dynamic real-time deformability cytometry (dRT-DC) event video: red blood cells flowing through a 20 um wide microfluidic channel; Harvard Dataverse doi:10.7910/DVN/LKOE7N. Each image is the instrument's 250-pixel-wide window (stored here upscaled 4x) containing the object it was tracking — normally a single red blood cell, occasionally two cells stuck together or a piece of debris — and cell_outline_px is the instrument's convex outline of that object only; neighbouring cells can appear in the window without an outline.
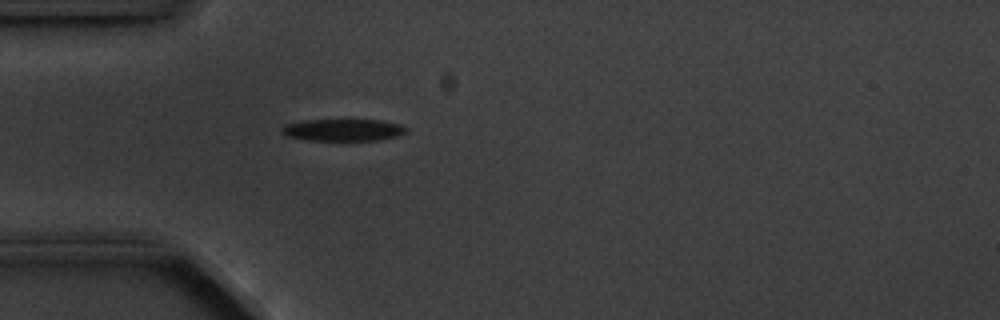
{"species": "common noctule bat (a hibernating species)", "species_latin": "Nyctalus noctula", "temperature_condition": "cold", "stored_images_in_passage": 5, "camera_frame_rate_fps": 3000, "um_per_image_px": 0.085, "animal": {"sex": "male", "body_mass_g": 20.1, "forearm_length_mm": 53.5}, "frame": {"image": 1, "passage_image": 5, "time_ms": 4.667, "image_size_px": [1000, 320], "cell_outline_px": [[408, 128], [404, 132], [396, 136], [380, 140], [308, 140], [288, 136], [280, 132], [280, 128], [284, 124], [304, 120], [380, 120], [400, 124]], "centroid_in_image_um": [29.12, 11.04], "position_along_channel_um": 55.9, "area_um2": 15.9}}